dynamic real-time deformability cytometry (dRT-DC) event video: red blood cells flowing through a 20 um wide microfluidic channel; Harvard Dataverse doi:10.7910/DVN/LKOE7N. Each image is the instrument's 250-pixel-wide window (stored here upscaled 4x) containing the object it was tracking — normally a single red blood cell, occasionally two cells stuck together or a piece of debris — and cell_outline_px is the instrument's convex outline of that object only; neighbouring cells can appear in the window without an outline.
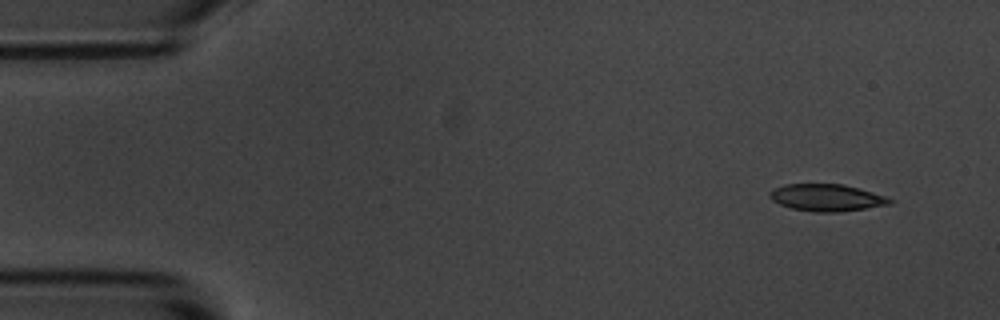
{"species": "common noctule bat (a hibernating species)", "species_latin": "Nyctalus noctula", "temperature_condition": "room temperature", "stored_images_in_passage": 8, "camera_frame_rate_fps": 3000, "um_per_image_px": 0.085, "animal": {"sex": "male", "body_mass_g": 20.1, "forearm_length_mm": 53.5}, "frame": {"image": 1, "passage_image": 1, "time_ms": 0.0, "image_size_px": [1000, 320], "cell_outline_px": [[892, 204], [836, 212], [816, 212], [792, 208], [780, 204], [772, 200], [768, 196], [768, 192], [784, 184], [844, 184], [860, 188], [888, 196], [892, 200]], "centroid_in_image_um": [70.28, 16.79], "position_along_channel_um": 14.7, "area_um2": 18.9}}
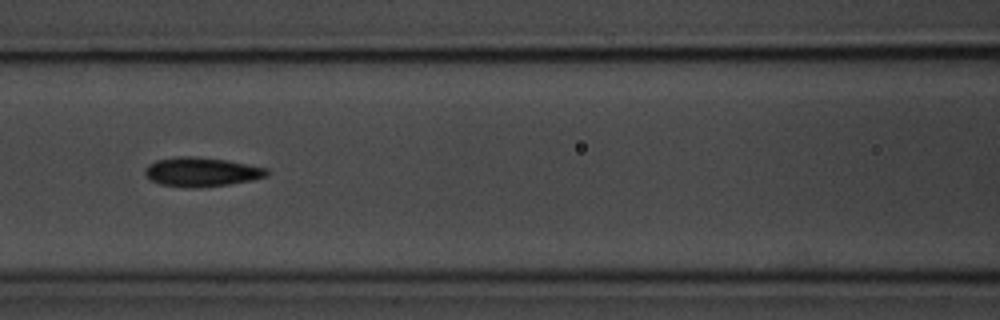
{"frame": {"image": 2, "passage_image": 6, "time_ms": 6.333, "image_size_px": [1000, 320], "cell_outline_px": [[268, 176], [252, 180], [228, 184], [200, 188], [192, 188], [160, 184], [152, 180], [144, 172], [144, 168], [148, 164], [156, 160], [180, 156], [192, 156], [228, 160], [268, 168]], "centroid_in_image_um": [17.14, 14.61], "position_along_channel_um": 149.5, "area_um2": 20.75}}
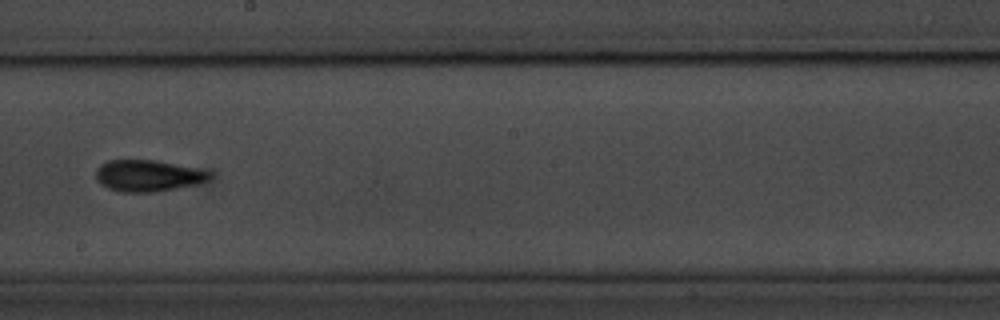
{"frame": {"image": 3, "passage_image": 8, "time_ms": 8.667, "image_size_px": [1000, 320], "cell_outline_px": [[212, 176], [208, 180], [196, 184], [156, 192], [120, 192], [108, 188], [100, 184], [96, 180], [96, 168], [100, 164], [108, 160], [156, 160], [200, 168], [212, 172]], "centroid_in_image_um": [12.58, 14.93], "position_along_channel_um": 235.6, "area_um2": 21.15}}